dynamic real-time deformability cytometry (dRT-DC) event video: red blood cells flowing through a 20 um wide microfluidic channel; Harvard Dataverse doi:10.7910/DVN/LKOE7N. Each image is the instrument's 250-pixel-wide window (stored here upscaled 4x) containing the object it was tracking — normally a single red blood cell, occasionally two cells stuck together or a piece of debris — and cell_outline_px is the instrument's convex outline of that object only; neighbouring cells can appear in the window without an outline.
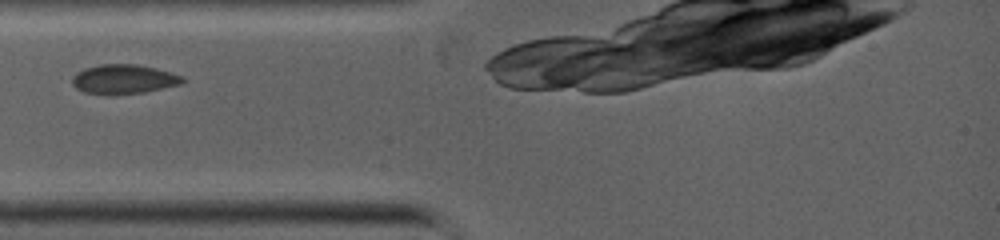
{"species": "common noctule bat (a hibernating species)", "species_latin": "Nyctalus noctula", "temperature_condition": "warm", "stored_images_in_passage": 3, "camera_frame_rate_fps": 5000, "um_per_image_px": 0.085, "animal": {"sex": "female", "body_mass_g": 19.0, "forearm_length_mm": 53.3}, "frame": {"image": 1, "passage_image": 2, "time_ms": 0.6, "image_size_px": [1000, 240], "cell_outline_px": [[184, 80], [180, 84], [144, 92], [84, 92], [76, 88], [72, 84], [72, 76], [76, 72], [84, 68], [100, 64], [136, 64], [156, 68], [172, 72], [184, 76]], "centroid_in_image_um": [10.53, 6.68], "position_along_channel_um": 74.5, "area_um2": 18.32}}